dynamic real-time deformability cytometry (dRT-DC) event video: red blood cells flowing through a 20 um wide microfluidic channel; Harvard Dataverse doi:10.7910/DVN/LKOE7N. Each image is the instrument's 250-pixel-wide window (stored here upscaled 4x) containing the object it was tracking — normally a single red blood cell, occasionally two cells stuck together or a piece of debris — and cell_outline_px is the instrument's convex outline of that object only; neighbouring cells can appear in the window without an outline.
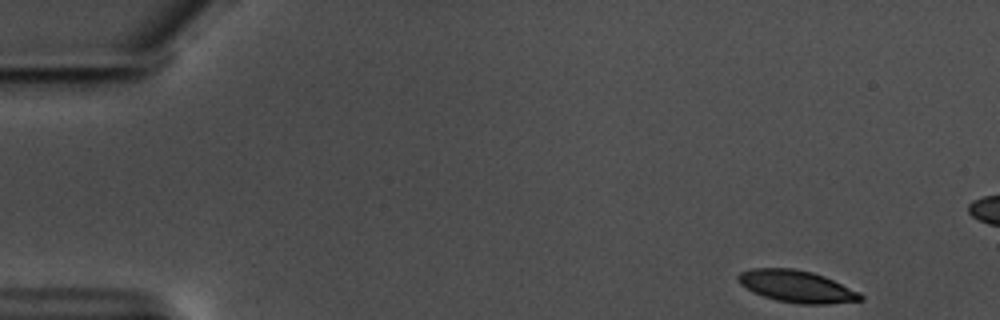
{"species": "common noctule bat (a hibernating species)", "species_latin": "Nyctalus noctula", "temperature_condition": "warm", "stored_images_in_passage": 55, "camera_frame_rate_fps": 3000, "um_per_image_px": 0.085, "animal": {"sex": "male", "body_mass_g": 17.5, "forearm_length_mm": 52.3}, "frame": {"image": 1, "passage_image": 1, "time_ms": 0.0, "image_size_px": [1000, 320], "cell_outline_px": [[864, 300], [828, 304], [800, 304], [776, 300], [752, 292], [740, 284], [736, 280], [736, 276], [740, 272], [752, 268], [792, 268], [812, 272], [824, 276], [860, 292], [864, 296]], "centroid_in_image_um": [67.71, 24.34], "position_along_channel_um": 17.3, "area_um2": 22.95}}
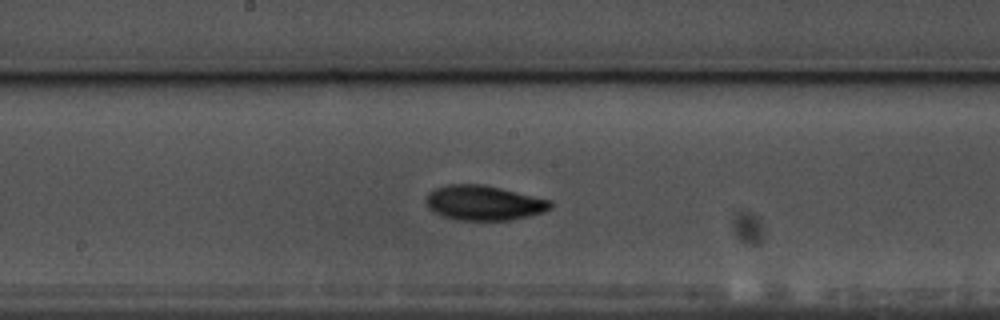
{"frame": {"image": 2, "passage_image": 27, "time_ms": 8.667, "image_size_px": [1000, 320], "cell_outline_px": [[552, 208], [544, 212], [528, 216], [508, 220], [460, 220], [444, 216], [428, 208], [428, 192], [436, 188], [448, 184], [484, 184], [552, 200]], "centroid_in_image_um": [41.17, 17.23], "position_along_channel_um": 207.0, "area_um2": 25.09}}
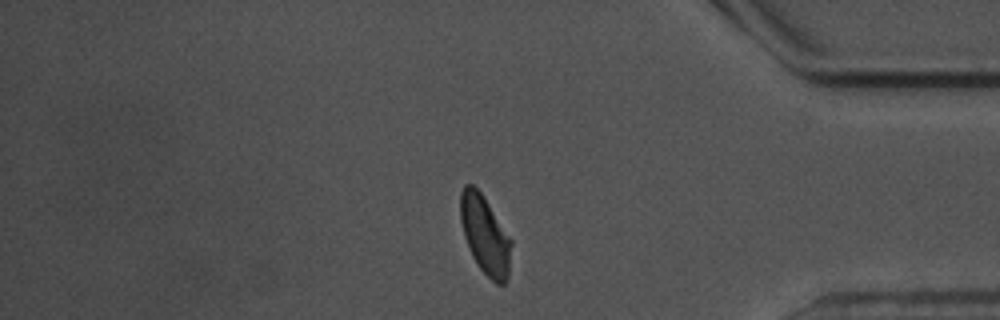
{"frame": {"image": 3, "passage_image": 45, "time_ms": 14.667, "image_size_px": [1000, 320], "cell_outline_px": [[512, 244], [508, 276], [504, 284], [496, 284], [480, 268], [472, 256], [464, 236], [460, 220], [460, 192], [464, 184], [472, 184], [480, 192], [512, 240]], "centroid_in_image_um": [41.22, 19.97], "position_along_channel_um": 394.0, "area_um2": 23.0}, "authors_computed_cell_mechanics": {"area_um2": 23.409, "velocity_mm_per_s": 3.5154, "shape_relaxation_time_tau1_ms": 3.7596, "shape_relaxation_time_tau2_ms": 3.634, "deformation_change_tau1": 0.1217, "deformation_change_tau2": 0.0797}}